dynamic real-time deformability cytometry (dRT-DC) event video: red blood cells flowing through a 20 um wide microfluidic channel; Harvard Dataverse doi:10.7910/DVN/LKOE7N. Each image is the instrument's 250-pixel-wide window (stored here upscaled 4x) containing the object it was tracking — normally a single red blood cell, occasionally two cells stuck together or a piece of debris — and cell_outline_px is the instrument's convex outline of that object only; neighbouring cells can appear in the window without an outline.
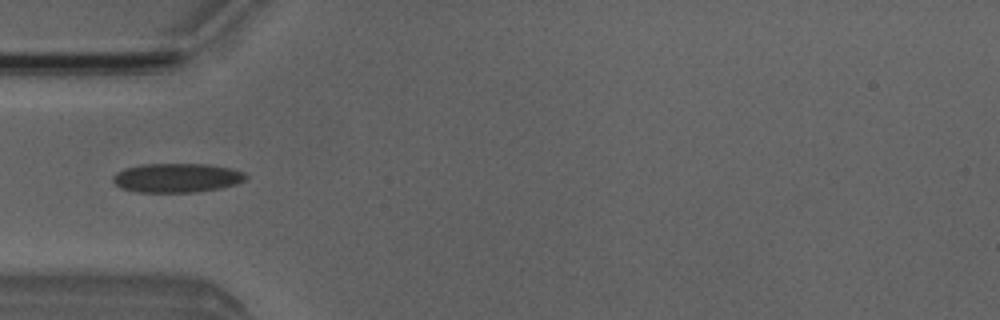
{"species": "Egyptian fruit bat (a non-hibernating species)", "species_latin": "Rousettus aegyptiacus", "temperature_condition": "room temperature", "stored_images_in_passage": 3, "camera_frame_rate_fps": 3000, "um_per_image_px": 0.085, "animal": {"sex": "male"}, "frame": {"image": 1, "passage_image": 3, "time_ms": 2.333, "image_size_px": [1000, 320], "cell_outline_px": [[248, 176], [244, 180], [236, 184], [220, 188], [196, 192], [136, 192], [120, 188], [112, 180], [112, 176], [116, 172], [124, 168], [140, 164], [208, 164], [232, 168], [244, 172]], "centroid_in_image_um": [15.01, 15.11], "position_along_channel_um": 70.0, "area_um2": 22.77}}